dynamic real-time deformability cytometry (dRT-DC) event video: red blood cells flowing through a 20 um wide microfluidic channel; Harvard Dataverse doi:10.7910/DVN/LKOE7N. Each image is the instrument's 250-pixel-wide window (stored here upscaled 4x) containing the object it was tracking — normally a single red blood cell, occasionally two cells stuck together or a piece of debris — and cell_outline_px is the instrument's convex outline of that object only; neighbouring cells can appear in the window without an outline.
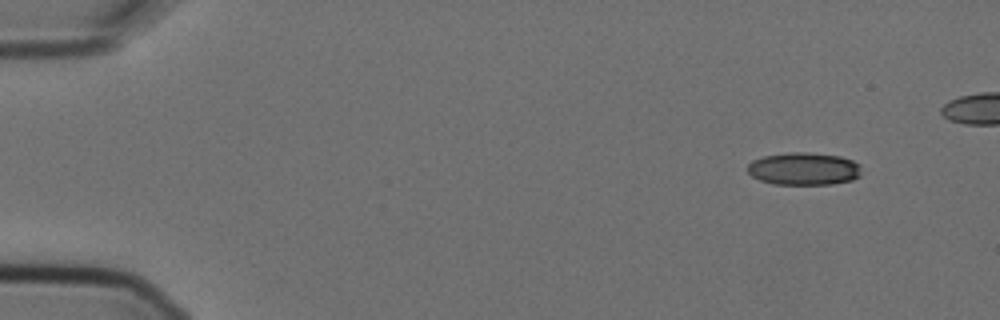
{"species": "Egyptian fruit bat (a non-hibernating species)", "species_latin": "Rousettus aegyptiacus", "temperature_condition": "cold", "stored_images_in_passage": 5, "camera_frame_rate_fps": 3000, "um_per_image_px": 0.085, "animal": {"sex": "female"}, "frame": {"image": 1, "passage_image": 1, "time_ms": 0.0, "image_size_px": [1000, 320], "cell_outline_px": [[860, 176], [852, 180], [832, 184], [776, 184], [760, 180], [752, 176], [748, 172], [748, 164], [752, 160], [764, 156], [788, 152], [808, 152], [840, 156], [852, 160], [860, 164]], "centroid_in_image_um": [68.33, 14.34], "position_along_channel_um": 16.7, "area_um2": 21.68}}